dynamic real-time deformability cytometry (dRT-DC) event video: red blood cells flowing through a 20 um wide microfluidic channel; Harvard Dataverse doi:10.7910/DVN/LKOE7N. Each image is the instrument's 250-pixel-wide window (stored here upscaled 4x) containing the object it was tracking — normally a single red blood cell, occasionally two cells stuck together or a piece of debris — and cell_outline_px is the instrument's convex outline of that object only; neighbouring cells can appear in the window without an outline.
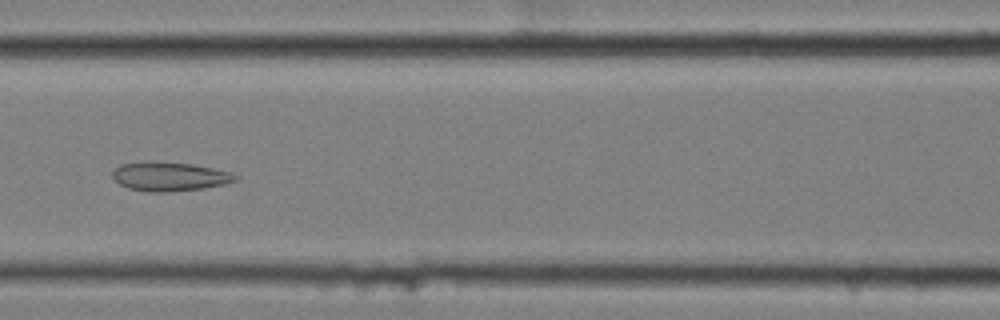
{"species": "common noctule bat (a hibernating species)", "species_latin": "Nyctalus noctula", "temperature_condition": "cold", "stored_images_in_passage": 57, "camera_frame_rate_fps": 3000, "um_per_image_px": 0.085, "animal": {"sex": "female", "body_mass_g": 25.1}, "frame": {"image": 1, "passage_image": 25, "time_ms": 8.0, "image_size_px": [1000, 320], "cell_outline_px": [[240, 176], [236, 180], [228, 184], [204, 188], [168, 192], [148, 192], [128, 188], [120, 184], [112, 176], [112, 172], [120, 164], [192, 164], [232, 172]], "centroid_in_image_um": [14.51, 15.05], "position_along_channel_um": 152.1, "area_um2": 20.06}}
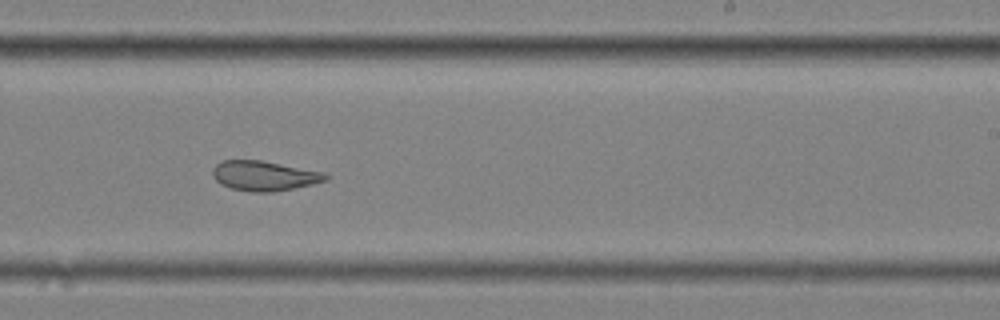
{"frame": {"image": 2, "passage_image": 35, "time_ms": 11.333, "image_size_px": [1000, 320], "cell_outline_px": [[332, 176], [324, 180], [312, 184], [272, 192], [252, 192], [232, 188], [220, 184], [212, 176], [212, 168], [216, 164], [224, 160], [260, 160], [324, 172]], "centroid_in_image_um": [22.43, 14.94], "position_along_channel_um": 266.6, "area_um2": 19.54}}
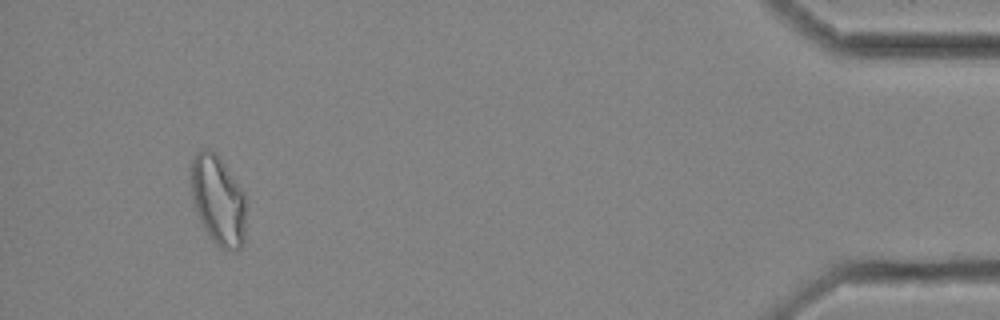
{"frame": {"image": 3, "passage_image": 54, "time_ms": 17.667, "image_size_px": [1000, 320], "cell_outline_px": [[244, 244], [240, 248], [220, 248], [208, 236], [196, 212], [192, 200], [188, 168], [196, 152], [204, 148], [208, 148], [216, 152], [220, 156], [244, 192]], "centroid_in_image_um": [18.48, 16.93], "position_along_channel_um": 416.7, "area_um2": 29.13}, "authors_computed_cell_mechanics": {"area_um2": 25.2008, "velocity_mm_per_s": 3.4478, "shape_relaxation_time_tau1_ms": null, "shape_relaxation_time_tau2_ms": 2.2884, "deformation_change_tau1": null, "deformation_change_tau2": 0.086}}